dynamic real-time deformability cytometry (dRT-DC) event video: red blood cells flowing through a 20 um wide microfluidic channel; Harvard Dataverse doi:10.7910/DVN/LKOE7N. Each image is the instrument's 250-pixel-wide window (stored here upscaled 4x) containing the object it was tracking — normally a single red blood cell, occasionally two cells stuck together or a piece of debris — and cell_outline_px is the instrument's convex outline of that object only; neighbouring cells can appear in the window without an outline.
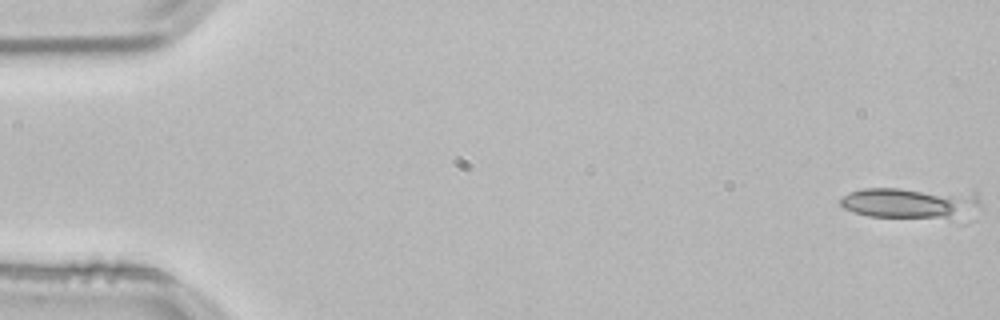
{"species": "common noctule bat (a hibernating species)", "species_latin": "Nyctalus noctula", "temperature_condition": "room temperature", "stored_images_in_passage": 2, "camera_frame_rate_fps": 3000, "um_per_image_px": 0.085, "animal": {"sex": "male", "body_mass_g": 21.5, "forearm_length_mm": 52.0}, "frame": {"image": 1, "passage_image": 1, "time_ms": 0.0, "image_size_px": [1000, 320], "cell_outline_px": [[984, 208], [964, 224], [952, 224], [868, 216], [844, 208], [840, 204], [840, 196], [848, 192], [864, 188], [972, 188], [980, 192]], "centroid_in_image_um": [77.87, 17.32], "position_along_channel_um": 7.1, "area_um2": 30.23}}